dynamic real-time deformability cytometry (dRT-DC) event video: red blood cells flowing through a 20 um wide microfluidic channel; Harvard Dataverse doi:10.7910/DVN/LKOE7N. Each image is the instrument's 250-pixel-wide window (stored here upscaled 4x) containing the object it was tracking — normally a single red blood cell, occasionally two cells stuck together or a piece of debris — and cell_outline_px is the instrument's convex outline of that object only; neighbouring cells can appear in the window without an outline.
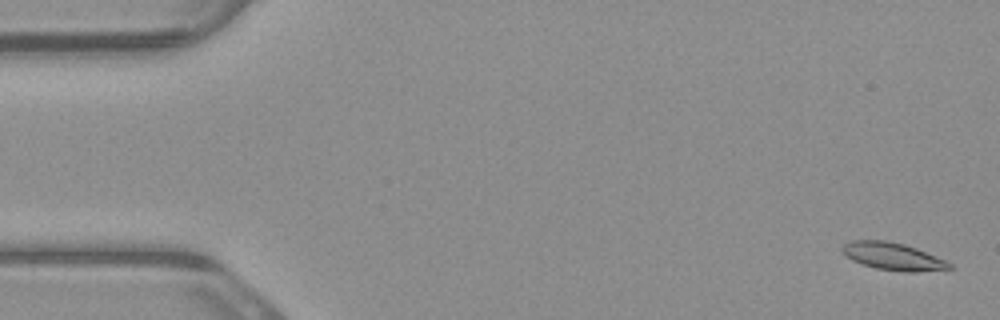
{"species": "common noctule bat (a hibernating species)", "species_latin": "Nyctalus noctula", "temperature_condition": "warm", "stored_images_in_passage": 4, "camera_frame_rate_fps": 3000, "um_per_image_px": 0.085, "animal": {"sex": "male", "body_mass_g": 23.1, "forearm_length_mm": 52.7}, "frame": {"image": 1, "passage_image": 1, "time_ms": 0.0, "image_size_px": [1000, 320], "cell_outline_px": [[952, 268], [916, 272], [904, 272], [876, 268], [852, 260], [840, 248], [844, 244], [852, 240], [884, 240], [904, 244], [916, 248], [944, 260], [952, 264]], "centroid_in_image_um": [75.89, 21.79], "position_along_channel_um": 9.1, "area_um2": 16.82}}